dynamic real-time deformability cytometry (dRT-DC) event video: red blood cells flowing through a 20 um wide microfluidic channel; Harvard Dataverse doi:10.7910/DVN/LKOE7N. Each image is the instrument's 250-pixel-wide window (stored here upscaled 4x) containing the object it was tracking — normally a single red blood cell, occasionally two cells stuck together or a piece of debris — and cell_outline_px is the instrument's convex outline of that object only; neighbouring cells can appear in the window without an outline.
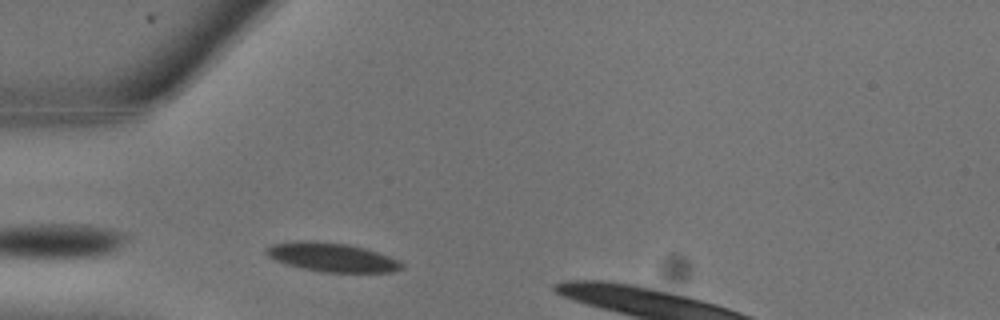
{"species": "common noctule bat (a hibernating species)", "species_latin": "Nyctalus noctula", "temperature_condition": "warm", "stored_images_in_passage": 14, "camera_frame_rate_fps": 3000, "um_per_image_px": 0.085, "animal": {"sex": "male", "body_mass_g": 13.3}, "frame": {"image": 1, "passage_image": 2, "time_ms": 0.333, "image_size_px": [1000, 320], "cell_outline_px": [[404, 268], [392, 272], [324, 272], [300, 268], [276, 260], [268, 256], [264, 252], [272, 244], [296, 240], [316, 240], [348, 244], [364, 248], [400, 260], [404, 264]], "centroid_in_image_um": [28.22, 21.86], "position_along_channel_um": 56.8, "area_um2": 22.89}}
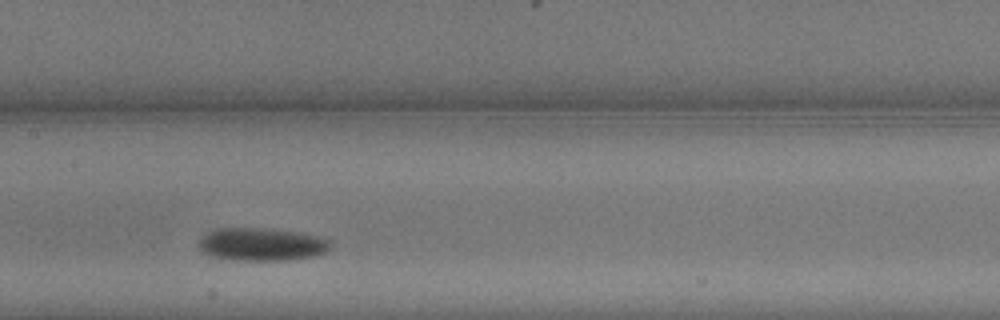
{"frame": {"image": 2, "passage_image": 7, "time_ms": 2.0, "image_size_px": [1000, 320], "cell_outline_px": [[332, 244], [324, 252], [312, 256], [288, 260], [232, 260], [208, 256], [200, 248], [200, 240], [208, 232], [216, 228], [260, 228], [292, 232], [316, 236], [332, 240]], "centroid_in_image_um": [22.21, 20.78], "position_along_channel_um": 185.2, "area_um2": 24.91}}
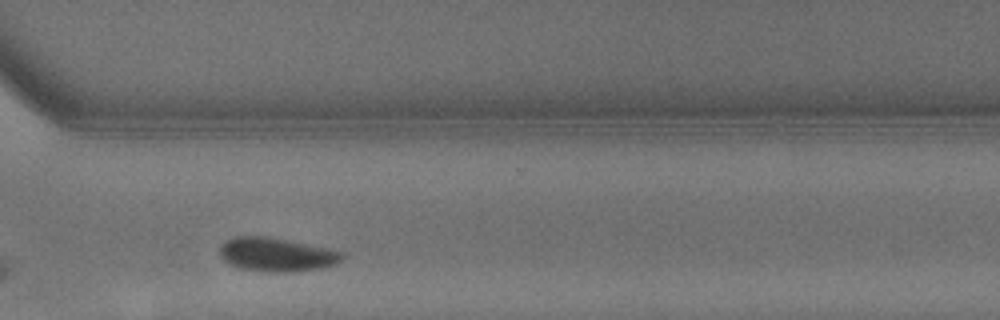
{"frame": {"image": 3, "passage_image": 13, "time_ms": 4.0, "image_size_px": [1000, 320], "cell_outline_px": [[344, 256], [336, 264], [320, 268], [288, 272], [280, 272], [244, 268], [232, 264], [224, 260], [220, 256], [220, 244], [224, 240], [236, 236], [264, 236], [324, 248], [340, 252]], "centroid_in_image_um": [23.45, 21.63], "position_along_channel_um": 347.2, "area_um2": 23.29}}